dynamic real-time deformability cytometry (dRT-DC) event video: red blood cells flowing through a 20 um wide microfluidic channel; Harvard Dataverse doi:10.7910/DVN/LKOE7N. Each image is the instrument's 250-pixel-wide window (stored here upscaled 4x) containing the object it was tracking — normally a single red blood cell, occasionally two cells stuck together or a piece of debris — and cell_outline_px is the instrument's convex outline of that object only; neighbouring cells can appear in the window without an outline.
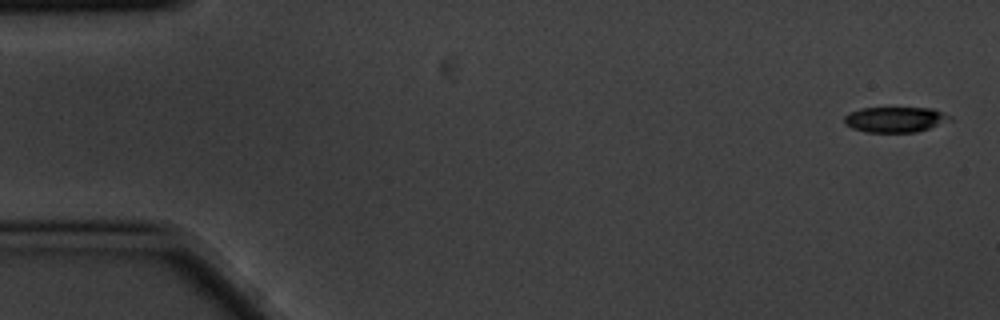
{"species": "common noctule bat (a hibernating species)", "species_latin": "Nyctalus noctula", "temperature_condition": "cold", "stored_images_in_passage": 6, "segment_of_instrument_passage": [1, 2], "camera_frame_rate_fps": 3000, "um_per_image_px": 0.085, "animal": {"sex": "male", "body_mass_g": 20.1, "forearm_length_mm": 53.5}, "frame": {"image": 1, "passage_image": 1, "time_ms": 0.0, "image_size_px": [1000, 320], "cell_outline_px": [[952, 120], [916, 132], [868, 132], [852, 128], [844, 124], [844, 116], [848, 112], [860, 108], [932, 108], [952, 116]], "centroid_in_image_um": [76.06, 10.15], "position_along_channel_um": 8.9, "area_um2": 15.66}}
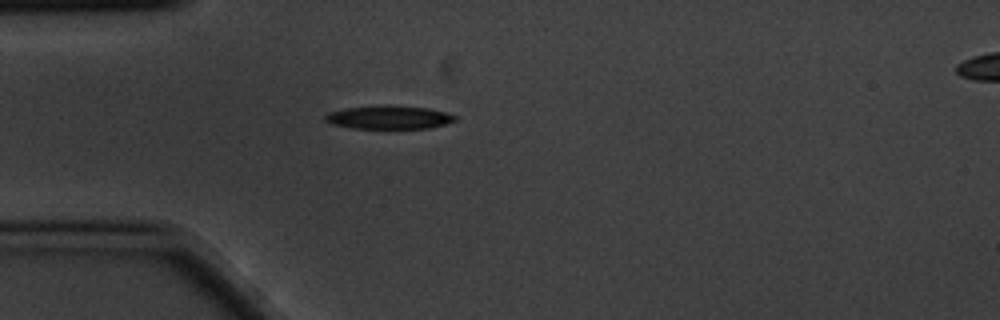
{"frame": {"image": 2, "passage_image": 5, "time_ms": 1.333, "image_size_px": [1000, 320], "cell_outline_px": [[456, 120], [444, 124], [428, 128], [352, 128], [332, 124], [324, 120], [324, 116], [328, 112], [344, 108], [380, 104], [384, 104], [428, 108], [444, 112], [456, 116]], "centroid_in_image_um": [33.0, 9.95], "position_along_channel_um": 52.0, "area_um2": 17.8}}